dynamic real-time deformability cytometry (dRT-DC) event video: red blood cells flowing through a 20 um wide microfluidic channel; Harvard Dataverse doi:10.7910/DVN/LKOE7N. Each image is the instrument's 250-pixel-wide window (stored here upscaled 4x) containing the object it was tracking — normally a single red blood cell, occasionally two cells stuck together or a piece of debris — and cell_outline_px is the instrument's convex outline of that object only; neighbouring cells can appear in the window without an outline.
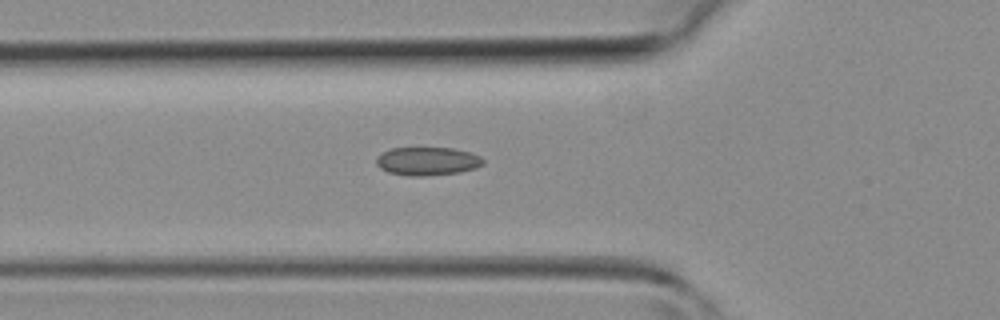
{"species": "common noctule bat (a hibernating species)", "species_latin": "Nyctalus noctula", "temperature_condition": "room temperature", "stored_images_in_passage": 40, "camera_frame_rate_fps": 3000, "um_per_image_px": 0.085, "animal": {"sex": "female", "body_mass_g": 19.3, "forearm_length_mm": 54.1}, "frame": {"image": 1, "passage_image": 13, "time_ms": 4.0, "image_size_px": [1000, 320], "cell_outline_px": [[484, 164], [476, 168], [460, 172], [424, 176], [408, 176], [388, 172], [380, 168], [376, 164], [376, 156], [392, 148], [452, 148], [468, 152], [480, 156], [484, 160]], "centroid_in_image_um": [36.32, 13.71], "position_along_channel_um": 89.5, "area_um2": 17.63}}
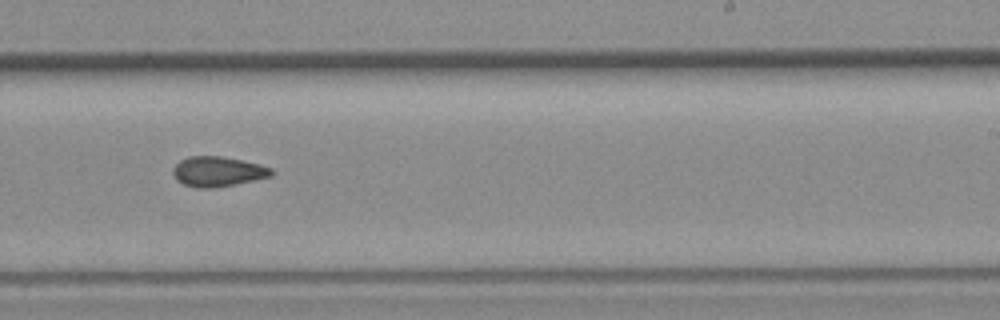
{"frame": {"image": 2, "passage_image": 24, "time_ms": 7.667, "image_size_px": [1000, 320], "cell_outline_px": [[272, 176], [212, 188], [196, 188], [184, 184], [176, 180], [172, 172], [172, 168], [180, 160], [188, 156], [220, 156], [244, 160], [260, 164], [272, 168]], "centroid_in_image_um": [18.48, 14.57], "position_along_channel_um": 270.5, "area_um2": 17.17}}
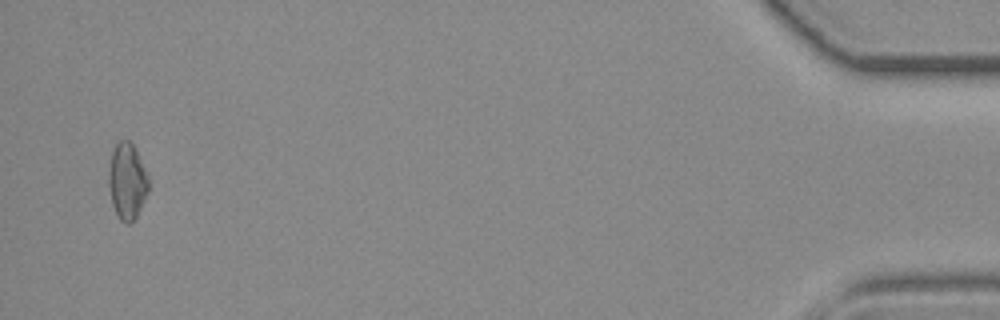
{"frame": {"image": 3, "passage_image": 39, "time_ms": 12.667, "image_size_px": [1000, 320], "cell_outline_px": [[148, 192], [136, 216], [128, 224], [120, 220], [112, 204], [108, 184], [108, 172], [112, 152], [116, 144], [120, 140], [128, 140], [132, 144], [148, 176]], "centroid_in_image_um": [10.78, 15.41], "position_along_channel_um": 424.4, "area_um2": 17.34}}